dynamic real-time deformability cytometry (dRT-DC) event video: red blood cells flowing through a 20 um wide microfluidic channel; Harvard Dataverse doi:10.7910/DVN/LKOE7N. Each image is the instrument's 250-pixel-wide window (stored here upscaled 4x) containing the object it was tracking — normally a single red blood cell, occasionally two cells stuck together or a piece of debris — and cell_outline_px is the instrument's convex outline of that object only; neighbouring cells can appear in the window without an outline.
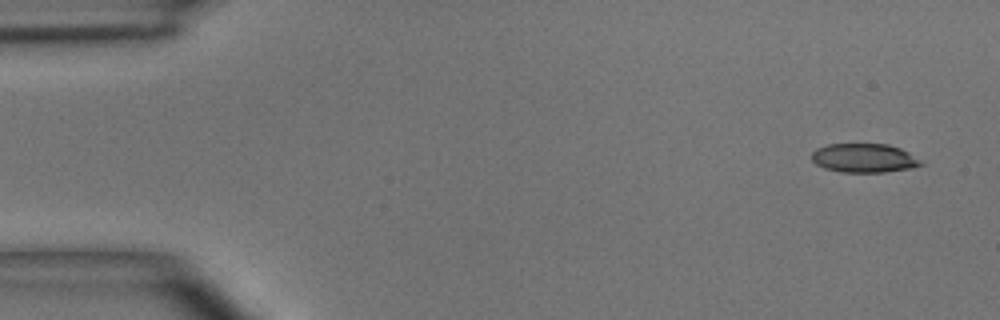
{"species": "common noctule bat (a hibernating species)", "species_latin": "Nyctalus noctula", "temperature_condition": "room temperature", "stored_images_in_passage": 6, "camera_frame_rate_fps": 3000, "um_per_image_px": 0.085, "animal": {"sex": "male", "body_mass_g": 15.6}, "frame": {"image": 1, "passage_image": 1, "time_ms": 0.0, "image_size_px": [1000, 320], "cell_outline_px": [[924, 164], [912, 168], [884, 172], [840, 172], [824, 168], [816, 164], [812, 160], [812, 152], [816, 148], [828, 144], [888, 144], [900, 148], [908, 152], [920, 160]], "centroid_in_image_um": [73.43, 13.43], "position_along_channel_um": 11.6, "area_um2": 18.44}}
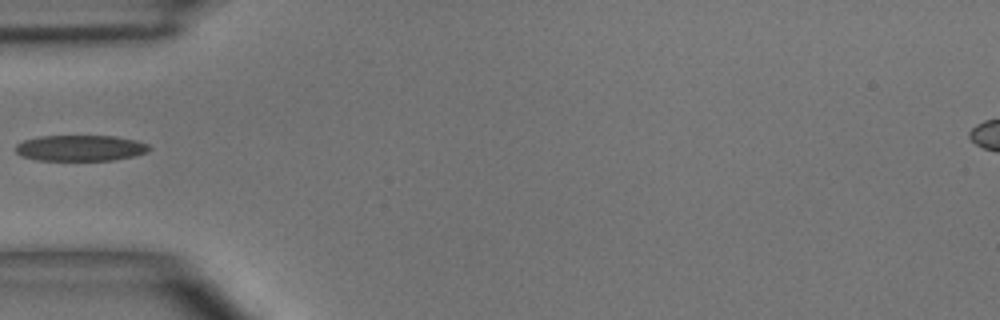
{"frame": {"image": 2, "passage_image": 5, "time_ms": 4.667, "image_size_px": [1000, 320], "cell_outline_px": [[152, 148], [148, 152], [132, 156], [112, 160], [36, 160], [20, 156], [16, 152], [16, 144], [24, 140], [40, 136], [116, 136], [136, 140], [148, 144]], "centroid_in_image_um": [6.83, 12.58], "position_along_channel_um": 78.2, "area_um2": 20.23}}
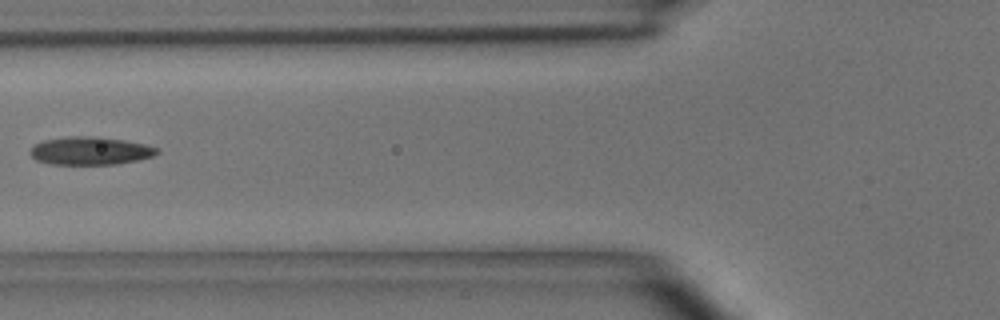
{"frame": {"image": 3, "passage_image": 6, "time_ms": 5.667, "image_size_px": [1000, 320], "cell_outline_px": [[160, 152], [152, 156], [140, 160], [116, 164], [52, 164], [36, 160], [28, 152], [36, 144], [44, 140], [68, 136], [100, 136], [124, 140], [144, 144], [160, 148]], "centroid_in_image_um": [7.71, 12.81], "position_along_channel_um": 118.1, "area_um2": 20.81}}